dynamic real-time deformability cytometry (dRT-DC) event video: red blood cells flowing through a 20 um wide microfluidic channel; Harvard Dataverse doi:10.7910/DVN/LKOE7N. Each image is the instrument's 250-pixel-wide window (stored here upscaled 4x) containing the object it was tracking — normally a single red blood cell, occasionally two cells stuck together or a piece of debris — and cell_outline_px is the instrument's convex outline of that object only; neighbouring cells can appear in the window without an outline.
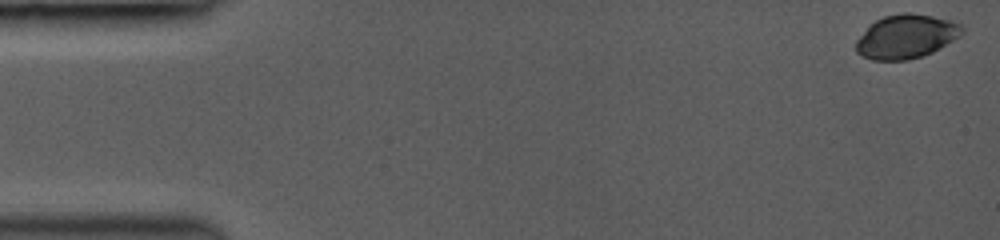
{"species": "common noctule bat (a hibernating species)", "species_latin": "Nyctalus noctula", "temperature_condition": "room temperature", "stored_images_in_passage": 18, "camera_frame_rate_fps": 3000, "um_per_image_px": 0.085, "animal": {"sex": "female", "body_mass_g": 19.0, "forearm_length_mm": 53.3}, "frame": {"image": 1, "passage_image": 1, "time_ms": 0.0, "image_size_px": [1000, 240], "cell_outline_px": [[964, 32], [960, 36], [932, 52], [924, 56], [908, 60], [872, 60], [856, 52], [856, 40], [876, 20], [884, 16], [904, 12], [912, 12], [952, 20], [960, 24], [964, 28]], "centroid_in_image_um": [77.05, 3.1], "position_along_channel_um": 7.9, "area_um2": 27.05}}
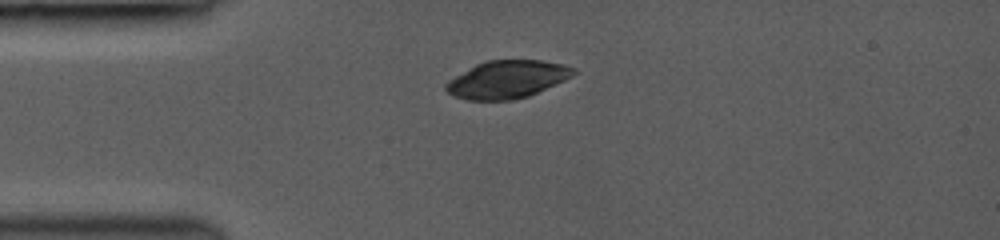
{"frame": {"image": 2, "passage_image": 10, "time_ms": 3.667, "image_size_px": [1000, 240], "cell_outline_px": [[576, 72], [572, 76], [564, 80], [528, 96], [512, 100], [464, 100], [448, 92], [444, 88], [444, 84], [448, 80], [476, 64], [484, 60], [544, 60], [564, 64], [576, 68]], "centroid_in_image_um": [43.1, 6.74], "position_along_channel_um": 41.9, "area_um2": 28.03}}
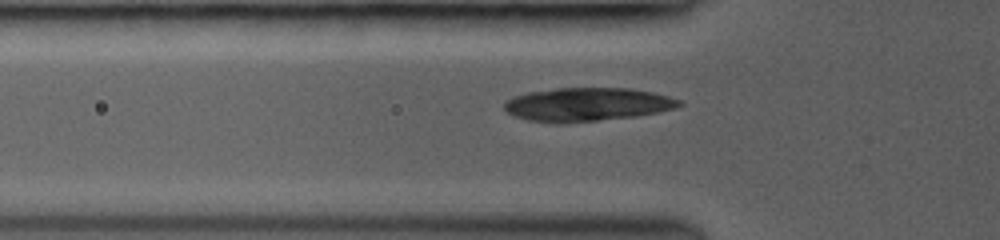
{"frame": {"image": 3, "passage_image": 15, "time_ms": 5.0, "image_size_px": [1000, 240], "cell_outline_px": [[684, 104], [676, 108], [636, 116], [564, 124], [556, 124], [528, 120], [516, 116], [508, 112], [504, 108], [504, 104], [512, 96], [528, 92], [556, 88], [632, 88], [652, 92], [668, 96], [680, 100]], "centroid_in_image_um": [49.9, 8.88], "position_along_channel_um": 75.9, "area_um2": 34.28}}